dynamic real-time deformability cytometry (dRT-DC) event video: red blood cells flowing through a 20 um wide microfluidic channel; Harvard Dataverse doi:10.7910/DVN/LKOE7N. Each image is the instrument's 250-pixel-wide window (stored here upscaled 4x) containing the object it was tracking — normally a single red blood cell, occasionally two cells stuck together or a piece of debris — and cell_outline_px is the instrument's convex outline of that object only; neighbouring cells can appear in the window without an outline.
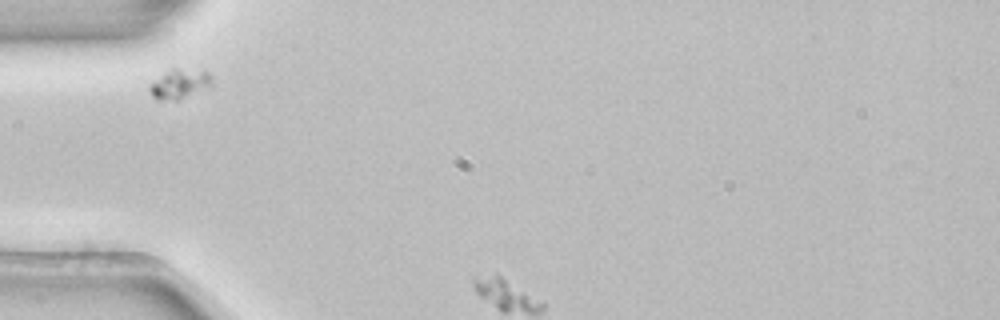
{"species": "common noctule bat (a hibernating species)", "species_latin": "Nyctalus noctula", "temperature_condition": "room temperature", "stored_images_in_passage": 4, "camera_frame_rate_fps": 3000, "um_per_image_px": 0.085, "animal": {"sex": "female", "body_mass_g": 22.7, "forearm_length_mm": 54.2}, "frame": {"image": 1, "passage_image": 1, "time_ms": 0.0, "image_size_px": [1000, 320], "cell_outline_px": [[212, 84], [180, 100], [156, 100], [152, 96], [148, 88], [148, 84], [172, 68], [176, 68], [208, 72], [212, 76]], "centroid_in_image_um": [15.21, 7.14], "position_along_channel_um": 69.8, "area_um2": 10.64}}
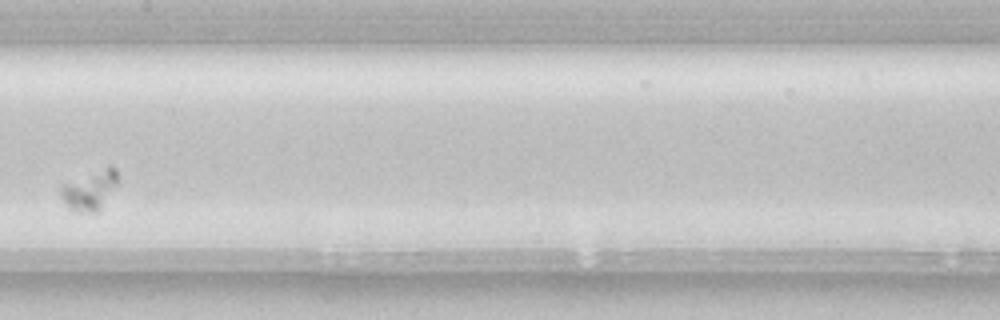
{"frame": {"image": 2, "passage_image": 4, "time_ms": 1.0, "image_size_px": [1000, 320], "cell_outline_px": [[116, 184], [100, 208], [96, 212], [72, 212], [68, 208], [60, 196], [60, 188], [64, 184], [108, 164], [116, 168]], "centroid_in_image_um": [7.59, 16.15], "position_along_channel_um": 199.8, "area_um2": 12.95}}